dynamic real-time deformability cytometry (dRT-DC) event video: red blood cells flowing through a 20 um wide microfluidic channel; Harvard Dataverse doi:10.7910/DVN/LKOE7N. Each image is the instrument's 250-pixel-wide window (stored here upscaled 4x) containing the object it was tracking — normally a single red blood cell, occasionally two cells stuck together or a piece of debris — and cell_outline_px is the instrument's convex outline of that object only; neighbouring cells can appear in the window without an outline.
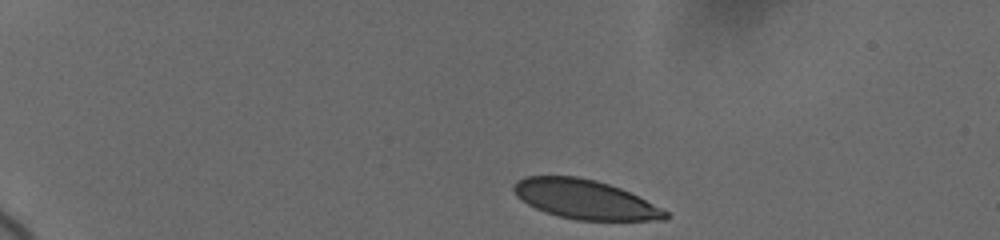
{"species": "human", "species_latin": "Homo sapiens", "temperature_condition": "cold", "stored_images_in_passage": 48, "camera_frame_rate_fps": 3000, "um_per_image_px": 0.085, "donor": {"sex": "female"}, "frame": {"image": 1, "passage_image": 1, "time_ms": 0.0, "image_size_px": [1000, 240], "cell_outline_px": [[668, 216], [664, 220], [576, 220], [544, 212], [520, 200], [516, 196], [512, 188], [512, 184], [516, 180], [524, 176], [576, 176], [596, 180], [620, 188], [668, 212]], "centroid_in_image_um": [49.64, 16.94], "position_along_channel_um": 35.4, "area_um2": 34.45}}
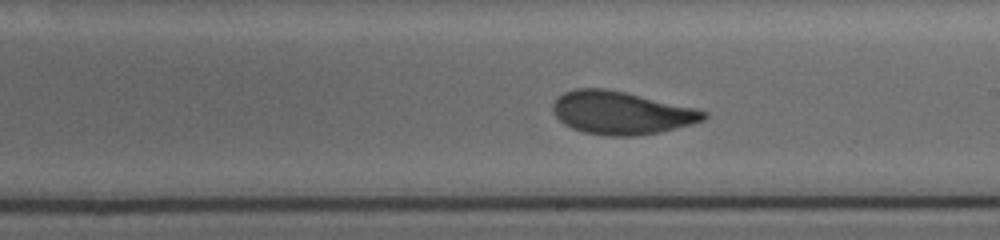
{"frame": {"image": 2, "passage_image": 25, "time_ms": 8.0, "image_size_px": [1000, 240], "cell_outline_px": [[708, 116], [704, 120], [692, 124], [660, 132], [632, 136], [608, 136], [584, 132], [572, 128], [564, 124], [552, 112], [552, 104], [564, 92], [576, 88], [604, 88], [624, 92], [696, 108], [708, 112]], "centroid_in_image_um": [52.81, 9.59], "position_along_channel_um": 236.2, "area_um2": 37.63}}
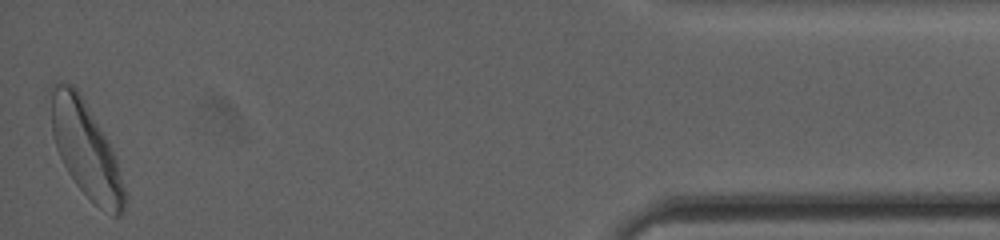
{"frame": {"image": 3, "passage_image": 48, "time_ms": 15.0, "image_size_px": [1000, 240], "cell_outline_px": [[128, 196], [124, 212], [120, 216], [112, 216], [100, 208], [76, 184], [68, 172], [56, 148], [52, 132], [44, 96], [56, 84], [72, 84], [76, 88], [84, 100], [108, 140], [112, 148]], "centroid_in_image_um": [7.26, 12.68], "position_along_channel_um": 427.9, "area_um2": 41.44}, "authors_computed_cell_mechanics": {"area_um2": 37.6567, "velocity_mm_per_s": 3.6483, "shape_relaxation_time_tau1_ms": 3.4558, "shape_relaxation_time_tau2_ms": 0.7345, "deformation_change_tau1": 0.1367, "deformation_change_tau2": 0.0725}}